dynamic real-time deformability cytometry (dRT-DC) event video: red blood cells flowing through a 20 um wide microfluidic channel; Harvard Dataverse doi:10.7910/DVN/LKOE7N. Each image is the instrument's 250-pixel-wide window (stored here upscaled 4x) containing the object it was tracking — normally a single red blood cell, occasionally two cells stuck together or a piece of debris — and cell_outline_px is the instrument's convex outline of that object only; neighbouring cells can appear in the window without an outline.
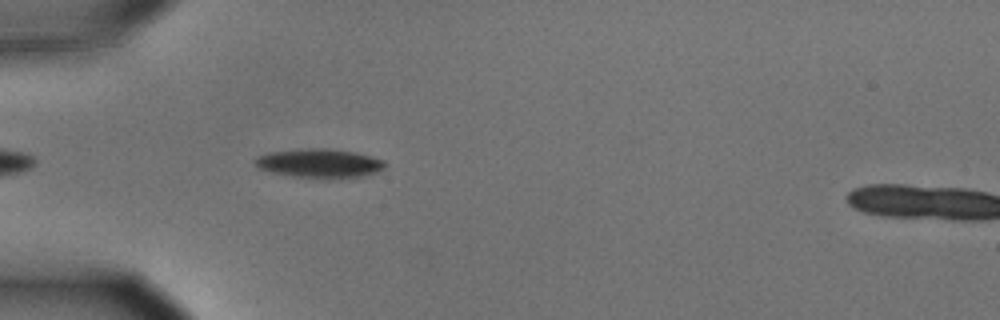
{"species": "common noctule bat (a hibernating species)", "species_latin": "Nyctalus noctula", "temperature_condition": "cold", "stored_images_in_passage": 6, "camera_frame_rate_fps": 3000, "um_per_image_px": 0.085, "animal": {"sex": "male", "body_mass_g": 15.6}, "frame": {"image": 1, "passage_image": 5, "time_ms": 1.333, "image_size_px": [1000, 320], "cell_outline_px": [[388, 164], [384, 168], [376, 172], [364, 176], [296, 176], [276, 172], [260, 168], [256, 164], [256, 156], [268, 152], [296, 148], [332, 148], [356, 152], [372, 156], [384, 160]], "centroid_in_image_um": [27.2, 13.81], "position_along_channel_um": 57.8, "area_um2": 21.39}}